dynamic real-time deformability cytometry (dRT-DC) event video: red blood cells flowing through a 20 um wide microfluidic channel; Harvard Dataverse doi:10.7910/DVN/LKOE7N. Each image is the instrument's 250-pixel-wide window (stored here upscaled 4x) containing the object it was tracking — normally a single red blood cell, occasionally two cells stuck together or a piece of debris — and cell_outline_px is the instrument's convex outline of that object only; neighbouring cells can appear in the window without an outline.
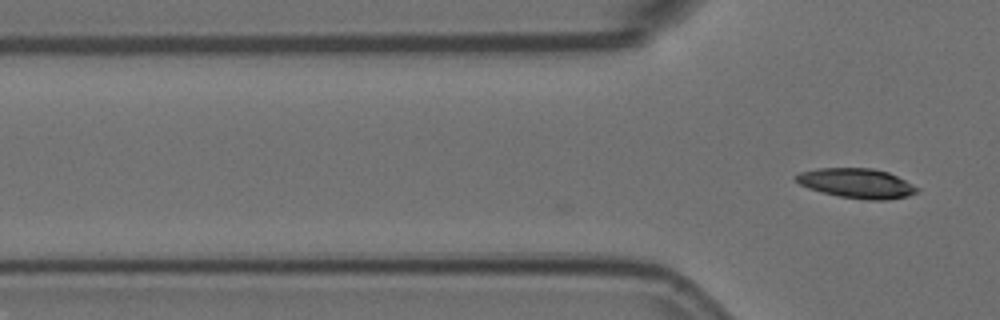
{"species": "Egyptian fruit bat (a non-hibernating species)", "species_latin": "Rousettus aegyptiacus", "temperature_condition": "room temperature", "stored_images_in_passage": 3, "camera_frame_rate_fps": 3000, "um_per_image_px": 0.085, "animal": {"sex": "female"}, "frame": {"image": 1, "passage_image": 3, "time_ms": 0.667, "image_size_px": [1000, 320], "cell_outline_px": [[920, 188], [916, 192], [908, 196], [888, 200], [868, 200], [840, 196], [808, 188], [800, 184], [792, 176], [800, 172], [816, 168], [872, 168], [888, 172]], "centroid_in_image_um": [72.81, 15.57], "position_along_channel_um": 53.0, "area_um2": 20.87}}